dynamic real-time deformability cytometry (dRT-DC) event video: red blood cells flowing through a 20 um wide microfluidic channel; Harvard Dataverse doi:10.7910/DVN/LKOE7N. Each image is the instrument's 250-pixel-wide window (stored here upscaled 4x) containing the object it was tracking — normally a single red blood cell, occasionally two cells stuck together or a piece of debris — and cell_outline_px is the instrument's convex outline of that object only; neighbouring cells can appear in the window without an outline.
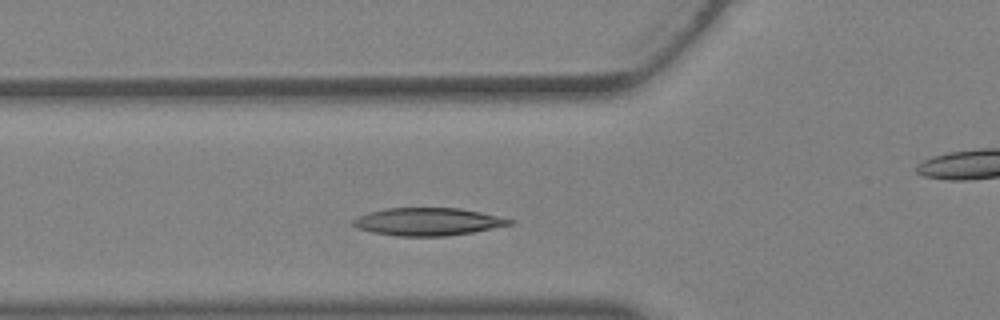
{"species": "Egyptian fruit bat (a non-hibernating species)", "species_latin": "Rousettus aegyptiacus", "temperature_condition": "warm", "stored_images_in_passage": 22, "camera_frame_rate_fps": 3000, "um_per_image_px": 0.085, "animal": {"sex": "female"}, "frame": {"image": 1, "passage_image": 5, "time_ms": 1.333, "image_size_px": [1000, 320], "cell_outline_px": [[516, 224], [472, 232], [448, 236], [396, 236], [372, 232], [356, 228], [348, 224], [352, 220], [368, 212], [388, 208], [460, 208], [480, 212], [516, 220]], "centroid_in_image_um": [36.37, 18.85], "position_along_channel_um": 89.4, "area_um2": 25.49}}
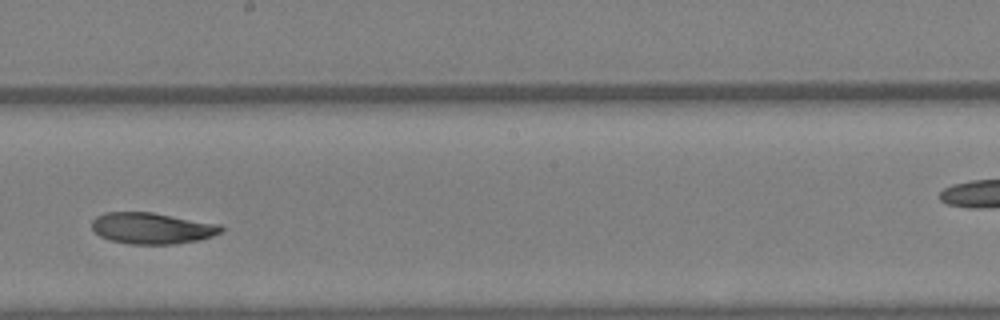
{"frame": {"image": 2, "passage_image": 13, "time_ms": 4.0, "image_size_px": [1000, 320], "cell_outline_px": [[224, 232], [200, 240], [176, 244], [128, 244], [112, 240], [100, 236], [92, 228], [92, 220], [96, 216], [104, 212], [152, 212], [220, 224], [224, 228]], "centroid_in_image_um": [12.95, 19.4], "position_along_channel_um": 235.2, "area_um2": 23.7}}
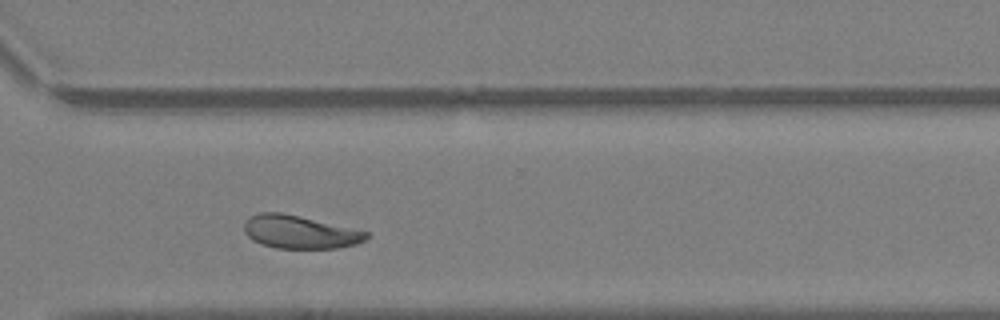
{"frame": {"image": 3, "passage_image": 19, "time_ms": 6.0, "image_size_px": [1000, 320], "cell_outline_px": [[368, 236], [364, 240], [356, 244], [336, 248], [276, 248], [260, 244], [252, 240], [244, 232], [244, 224], [248, 216], [260, 212], [280, 212], [300, 216], [368, 232]], "centroid_in_image_um": [25.42, 19.71], "position_along_channel_um": 345.2, "area_um2": 23.47}}